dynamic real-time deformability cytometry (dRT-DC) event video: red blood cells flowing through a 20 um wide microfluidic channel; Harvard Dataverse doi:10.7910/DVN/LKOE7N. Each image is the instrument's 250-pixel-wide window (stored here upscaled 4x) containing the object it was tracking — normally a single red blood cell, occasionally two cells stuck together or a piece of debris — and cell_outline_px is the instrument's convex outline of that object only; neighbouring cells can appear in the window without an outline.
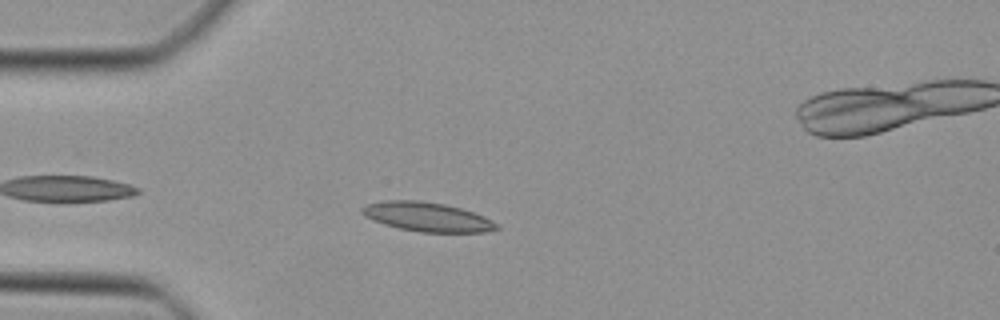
{"species": "Egyptian fruit bat (a non-hibernating species)", "species_latin": "Rousettus aegyptiacus", "temperature_condition": "cold", "stored_images_in_passage": 39, "camera_frame_rate_fps": 3000, "um_per_image_px": 0.085, "animal": {"sex": "female"}, "frame": {"image": 1, "passage_image": 4, "time_ms": 1.0, "image_size_px": [1000, 320], "cell_outline_px": [[500, 228], [484, 232], [420, 232], [400, 228], [384, 224], [372, 220], [364, 216], [360, 212], [360, 208], [364, 204], [384, 200], [416, 200], [444, 204], [460, 208], [484, 216], [492, 220]], "centroid_in_image_um": [36.25, 18.42], "position_along_channel_um": 48.8, "area_um2": 22.89}}
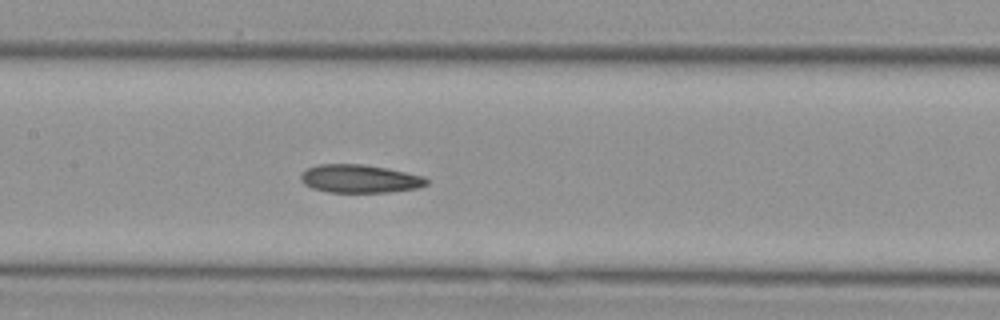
{"frame": {"image": 2, "passage_image": 14, "time_ms": 4.333, "image_size_px": [1000, 320], "cell_outline_px": [[428, 184], [416, 188], [388, 192], [328, 192], [312, 188], [304, 184], [300, 180], [300, 176], [308, 168], [316, 164], [364, 164], [388, 168], [408, 172], [424, 176], [428, 180]], "centroid_in_image_um": [30.58, 15.18], "position_along_channel_um": 176.8, "area_um2": 20.75}}
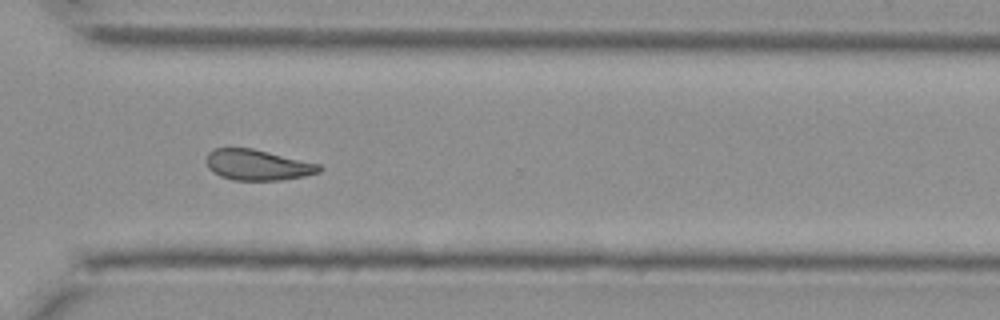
{"frame": {"image": 3, "passage_image": 26, "time_ms": 8.333, "image_size_px": [1000, 320], "cell_outline_px": [[324, 168], [320, 172], [304, 176], [280, 180], [232, 180], [220, 176], [212, 172], [208, 168], [208, 152], [212, 148], [252, 148], [320, 164]], "centroid_in_image_um": [21.91, 14.02], "position_along_channel_um": 348.7, "area_um2": 20.17}}